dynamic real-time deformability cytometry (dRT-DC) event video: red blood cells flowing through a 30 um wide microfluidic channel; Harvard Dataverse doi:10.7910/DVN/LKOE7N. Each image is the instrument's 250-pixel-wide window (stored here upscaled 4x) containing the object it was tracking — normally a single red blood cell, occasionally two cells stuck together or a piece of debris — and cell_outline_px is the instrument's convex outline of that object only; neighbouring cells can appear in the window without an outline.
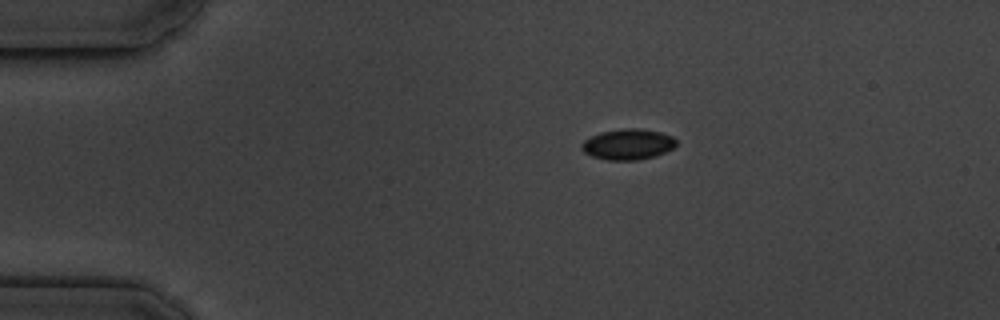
{"species": "common noctule bat (a hibernating species)", "species_latin": "Nyctalus noctula", "temperature_condition": "cold", "stored_images_in_passage": 4, "camera_frame_rate_fps": 3000, "um_per_image_px": 0.085, "animal": {"sex": "male", "body_mass_g": 19.5, "forearm_length_mm": 54.6}, "frame": {"image": 1, "passage_image": 1, "time_ms": 0.0, "image_size_px": [1000, 320], "cell_outline_px": [[676, 144], [672, 148], [656, 156], [636, 160], [608, 160], [592, 156], [584, 152], [580, 148], [580, 144], [584, 140], [600, 132], [624, 128], [640, 128], [660, 132], [672, 136], [676, 140]], "centroid_in_image_um": [53.35, 12.26], "position_along_channel_um": 31.6, "area_um2": 16.94}}
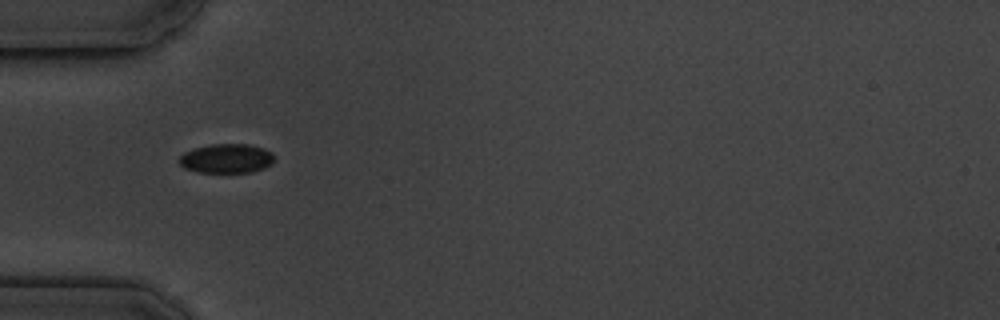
{"frame": {"image": 2, "passage_image": 3, "time_ms": 2.333, "image_size_px": [1000, 320], "cell_outline_px": [[272, 164], [264, 168], [252, 172], [196, 172], [184, 168], [176, 160], [184, 152], [192, 148], [212, 144], [248, 144], [264, 148], [272, 152]], "centroid_in_image_um": [19.21, 13.47], "position_along_channel_um": 65.8, "area_um2": 16.36}}